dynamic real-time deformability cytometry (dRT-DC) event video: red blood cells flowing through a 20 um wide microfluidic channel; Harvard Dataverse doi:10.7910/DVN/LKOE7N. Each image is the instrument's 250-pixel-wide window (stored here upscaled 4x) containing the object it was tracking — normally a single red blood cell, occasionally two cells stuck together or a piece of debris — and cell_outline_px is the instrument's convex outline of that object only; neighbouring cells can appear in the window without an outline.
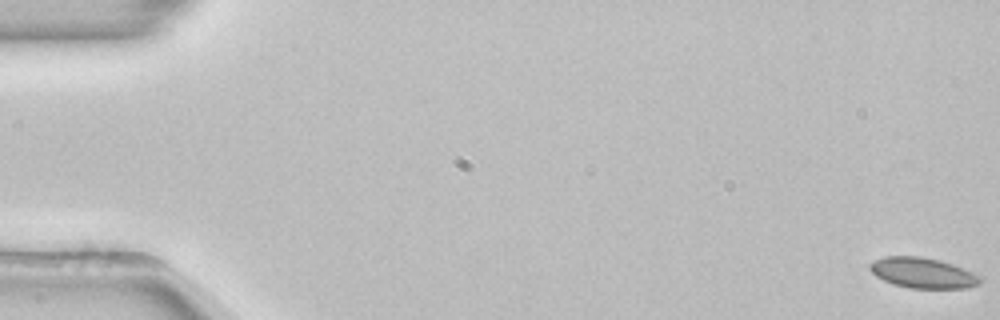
{"species": "common noctule bat (a hibernating species)", "species_latin": "Nyctalus noctula", "temperature_condition": "room temperature", "stored_images_in_passage": 16, "camera_frame_rate_fps": 3000, "um_per_image_px": 0.085, "animal": {"sex": "female", "body_mass_g": 22.7, "forearm_length_mm": 54.2}, "frame": {"image": 1, "passage_image": 1, "time_ms": 0.0, "image_size_px": [1000, 320], "cell_outline_px": [[984, 280], [980, 284], [968, 288], [908, 288], [892, 284], [876, 276], [868, 268], [868, 264], [872, 260], [884, 256], [920, 256], [940, 260], [952, 264], [972, 272], [980, 276]], "centroid_in_image_um": [78.42, 23.19], "position_along_channel_um": 6.6, "area_um2": 19.83}}
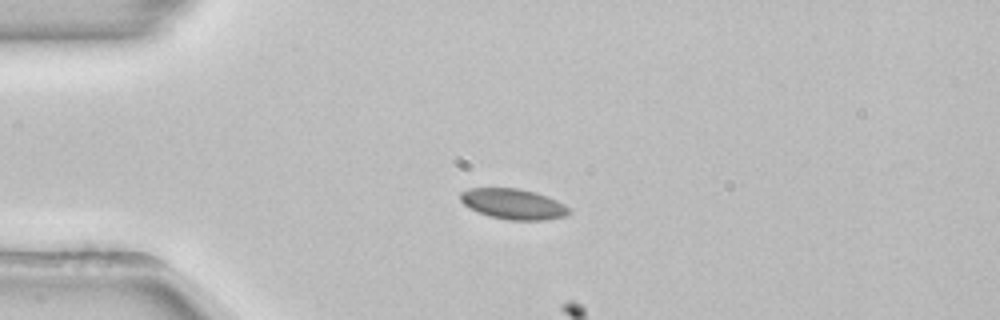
{"frame": {"image": 2, "passage_image": 14, "time_ms": 4.333, "image_size_px": [1000, 320], "cell_outline_px": [[572, 212], [564, 216], [544, 220], [508, 220], [488, 216], [468, 208], [460, 200], [460, 192], [468, 188], [520, 188], [536, 192], [556, 200], [564, 204]], "centroid_in_image_um": [43.6, 17.34], "position_along_channel_um": 41.4, "area_um2": 19.42}}